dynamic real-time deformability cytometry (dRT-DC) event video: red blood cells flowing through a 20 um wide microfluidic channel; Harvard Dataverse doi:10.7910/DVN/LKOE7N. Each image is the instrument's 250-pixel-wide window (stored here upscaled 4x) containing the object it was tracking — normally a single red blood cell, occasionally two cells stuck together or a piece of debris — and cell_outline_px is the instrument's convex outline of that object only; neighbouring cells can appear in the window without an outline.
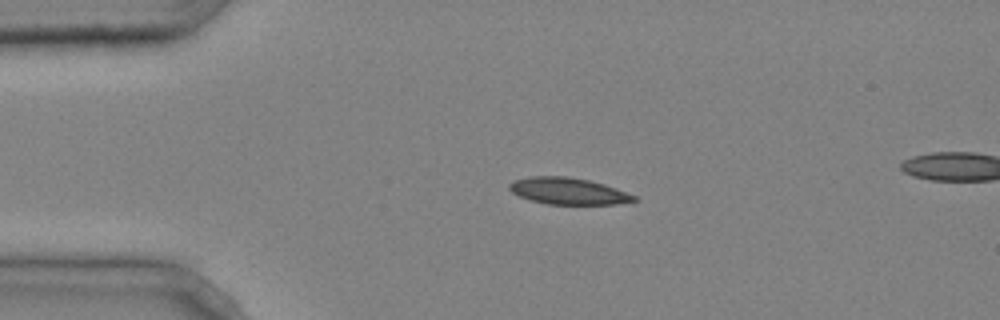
{"species": "common noctule bat (a hibernating species)", "species_latin": "Nyctalus noctula", "temperature_condition": "cold", "stored_images_in_passage": 3, "camera_frame_rate_fps": 3000, "um_per_image_px": 0.085, "animal": {"sex": "male", "body_mass_g": 20.4}, "frame": {"image": 1, "passage_image": 1, "time_ms": 0.0, "image_size_px": [1000, 320], "cell_outline_px": [[640, 200], [616, 204], [548, 204], [532, 200], [520, 196], [512, 192], [508, 188], [508, 184], [512, 180], [528, 176], [568, 176], [588, 180], [604, 184], [616, 188], [636, 196]], "centroid_in_image_um": [48.29, 16.23], "position_along_channel_um": 36.7, "area_um2": 19.42}}